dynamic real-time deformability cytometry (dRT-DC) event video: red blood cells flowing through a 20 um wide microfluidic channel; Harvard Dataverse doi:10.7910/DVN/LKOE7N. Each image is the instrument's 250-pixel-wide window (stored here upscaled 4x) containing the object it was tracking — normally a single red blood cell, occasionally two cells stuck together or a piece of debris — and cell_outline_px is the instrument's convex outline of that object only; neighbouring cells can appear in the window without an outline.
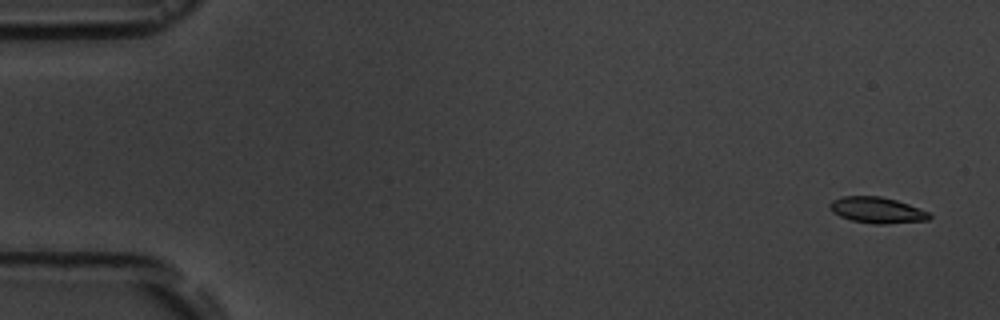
{"species": "common noctule bat (a hibernating species)", "species_latin": "Nyctalus noctula", "temperature_condition": "room temperature", "stored_images_in_passage": 6, "camera_frame_rate_fps": 3000, "um_per_image_px": 0.085, "animal": {"sex": "male", "body_mass_g": 19.5, "forearm_length_mm": 54.6}, "frame": {"image": 1, "passage_image": 1, "time_ms": 0.0, "image_size_px": [1000, 320], "cell_outline_px": [[932, 216], [928, 220], [884, 224], [876, 224], [852, 220], [840, 216], [832, 212], [828, 208], [828, 204], [832, 200], [840, 196], [880, 196], [896, 200], [908, 204], [928, 212]], "centroid_in_image_um": [74.5, 17.85], "position_along_channel_um": 10.5, "area_um2": 15.09}}